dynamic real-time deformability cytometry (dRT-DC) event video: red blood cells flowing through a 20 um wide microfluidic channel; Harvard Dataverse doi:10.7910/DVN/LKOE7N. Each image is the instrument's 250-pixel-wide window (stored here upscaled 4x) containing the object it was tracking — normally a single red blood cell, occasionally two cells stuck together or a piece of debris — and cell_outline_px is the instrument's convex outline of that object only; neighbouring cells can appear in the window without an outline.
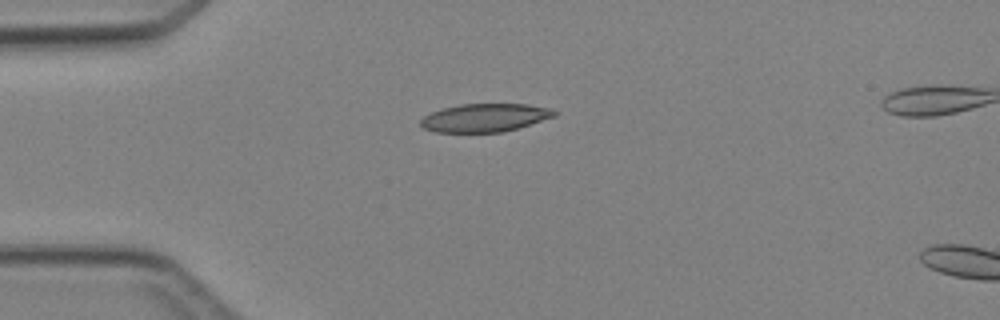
{"species": "Egyptian fruit bat (a non-hibernating species)", "species_latin": "Rousettus aegyptiacus", "temperature_condition": "cold", "stored_images_in_passage": 4, "camera_frame_rate_fps": 3000, "um_per_image_px": 0.085, "animal": {"sex": "female"}, "frame": {"image": 1, "passage_image": 3, "time_ms": 3.0, "image_size_px": [1000, 320], "cell_outline_px": [[556, 116], [504, 132], [436, 132], [424, 128], [420, 124], [420, 120], [424, 116], [440, 108], [460, 104], [528, 104], [548, 108], [556, 112]], "centroid_in_image_um": [41.18, 10.0], "position_along_channel_um": 43.8, "area_um2": 21.91}}